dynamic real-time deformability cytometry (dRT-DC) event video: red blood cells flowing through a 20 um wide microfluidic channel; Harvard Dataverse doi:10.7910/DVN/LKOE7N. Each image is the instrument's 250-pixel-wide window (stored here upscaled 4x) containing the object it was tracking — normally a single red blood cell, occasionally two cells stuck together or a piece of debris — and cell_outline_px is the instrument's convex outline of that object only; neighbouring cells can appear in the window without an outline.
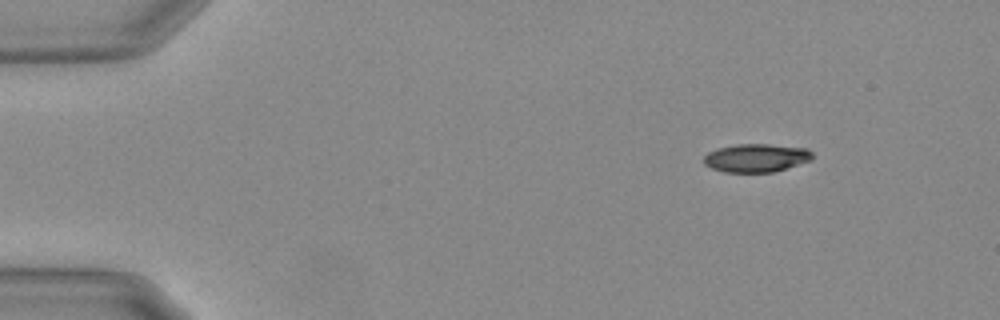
{"species": "Egyptian fruit bat (a non-hibernating species)", "species_latin": "Rousettus aegyptiacus", "temperature_condition": "warm", "stored_images_in_passage": 50, "camera_frame_rate_fps": 3000, "um_per_image_px": 0.085, "animal": {"sex": "female"}, "frame": {"image": 1, "passage_image": 1, "time_ms": 0.0, "image_size_px": [1000, 320], "cell_outline_px": [[812, 160], [772, 172], [724, 172], [712, 168], [704, 164], [704, 156], [708, 152], [716, 148], [736, 144], [768, 144], [808, 148], [812, 152]], "centroid_in_image_um": [64.27, 13.41], "position_along_channel_um": 20.7, "area_um2": 17.92}}
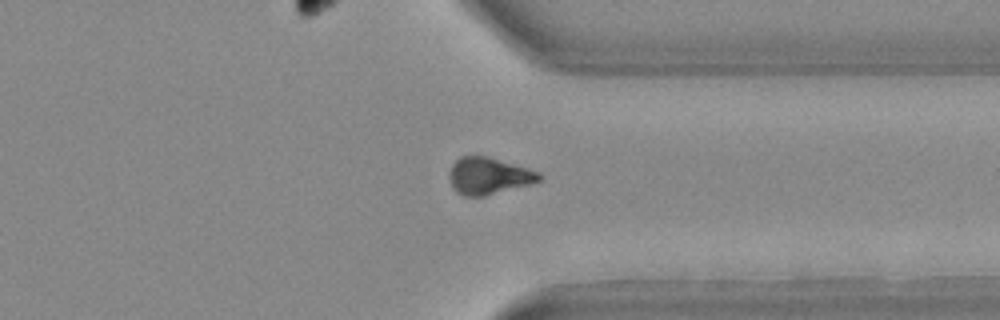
{"frame": {"image": 2, "passage_image": 37, "time_ms": 12.0, "image_size_px": [1000, 320], "cell_outline_px": [[540, 180], [528, 184], [484, 196], [464, 196], [456, 192], [452, 188], [448, 176], [452, 164], [460, 156], [488, 156], [540, 172]], "centroid_in_image_um": [41.47, 14.95], "position_along_channel_um": 369.9, "area_um2": 19.13}}
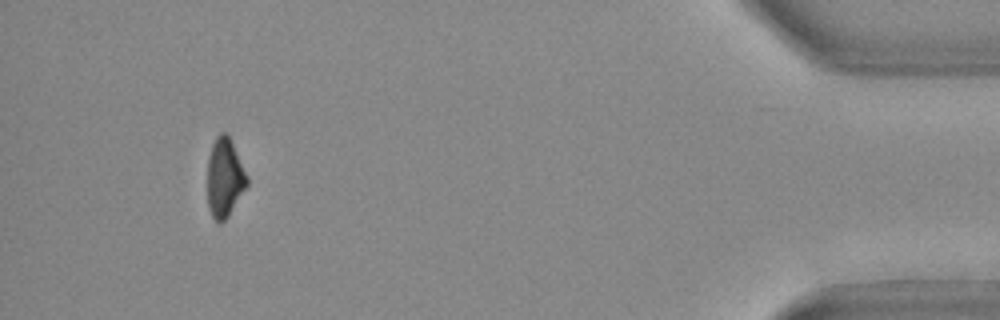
{"frame": {"image": 3, "passage_image": 46, "time_ms": 15.0, "image_size_px": [1000, 320], "cell_outline_px": [[248, 184], [228, 216], [224, 220], [216, 220], [212, 216], [208, 208], [208, 156], [212, 144], [216, 136], [220, 132], [224, 132], [228, 136], [248, 176]], "centroid_in_image_um": [19.08, 15.09], "position_along_channel_um": 416.1, "area_um2": 17.86}, "authors_computed_cell_mechanics": {"area_um2": 19.3052, "velocity_mm_per_s": 3.7162, "shape_relaxation_time_tau1_ms": 3.658, "shape_relaxation_time_tau2_ms": 10.3047, "deformation_change_tau1": 0.1518, "deformation_change_tau2": 0.1847}}